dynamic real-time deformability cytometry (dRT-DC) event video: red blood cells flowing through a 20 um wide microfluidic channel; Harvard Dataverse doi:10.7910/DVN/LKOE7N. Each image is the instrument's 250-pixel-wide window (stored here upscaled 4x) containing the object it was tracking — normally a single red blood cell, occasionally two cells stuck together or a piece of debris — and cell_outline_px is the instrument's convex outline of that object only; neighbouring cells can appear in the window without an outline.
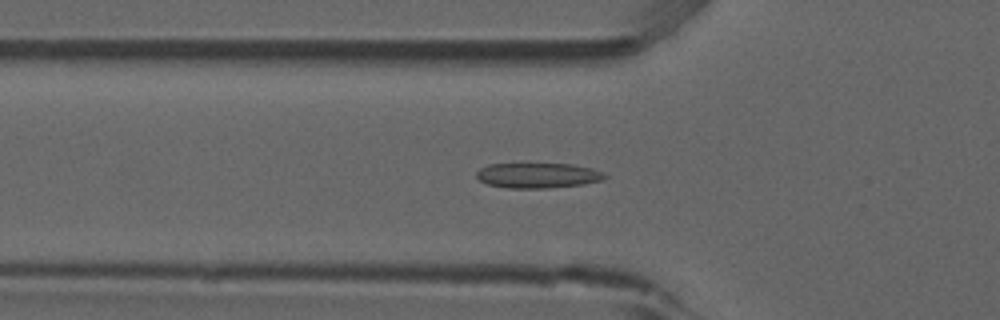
{"species": "common noctule bat (a hibernating species)", "species_latin": "Nyctalus noctula", "temperature_condition": "room temperature", "stored_images_in_passage": 45, "camera_frame_rate_fps": 3000, "um_per_image_px": 0.085, "animal": {"sex": "male", "forearm_length_mm": 52.5}, "frame": {"image": 1, "passage_image": 10, "time_ms": 3.0, "image_size_px": [1000, 320], "cell_outline_px": [[608, 176], [604, 180], [584, 184], [548, 188], [508, 188], [488, 184], [480, 180], [476, 176], [476, 172], [480, 168], [488, 164], [572, 164], [592, 168], [604, 172]], "centroid_in_image_um": [45.75, 14.91], "position_along_channel_um": 80.0, "area_um2": 18.9}}
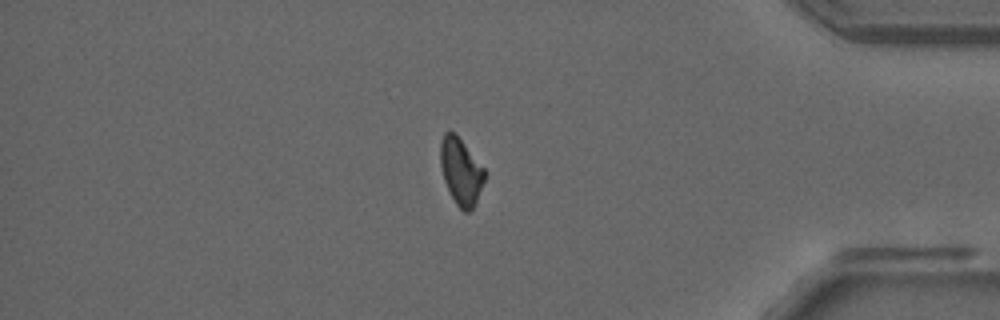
{"frame": {"image": 2, "passage_image": 37, "time_ms": 12.0, "image_size_px": [1000, 320], "cell_outline_px": [[484, 180], [476, 204], [468, 212], [464, 212], [456, 204], [444, 180], [440, 164], [440, 140], [444, 132], [456, 132], [484, 168]], "centroid_in_image_um": [39.17, 14.54], "position_along_channel_um": 396.0, "area_um2": 17.17}}
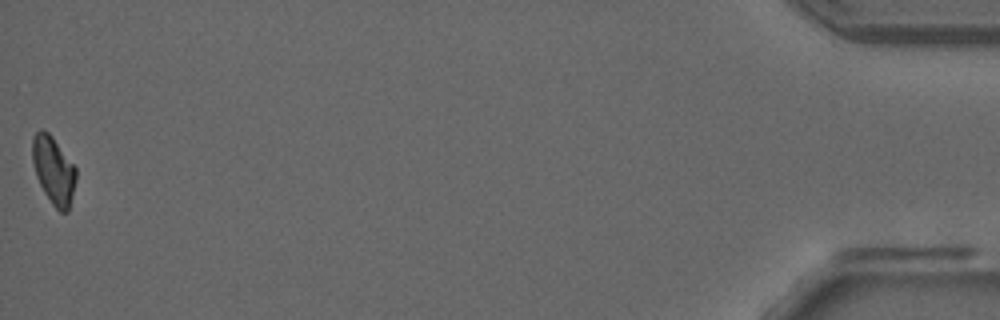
{"frame": {"image": 3, "passage_image": 45, "time_ms": 14.667, "image_size_px": [1000, 320], "cell_outline_px": [[76, 180], [68, 212], [60, 212], [52, 204], [44, 192], [36, 176], [32, 160], [32, 136], [40, 128], [44, 128], [52, 136], [76, 168]], "centroid_in_image_um": [4.54, 14.45], "position_along_channel_um": 430.7, "area_um2": 17.22}}